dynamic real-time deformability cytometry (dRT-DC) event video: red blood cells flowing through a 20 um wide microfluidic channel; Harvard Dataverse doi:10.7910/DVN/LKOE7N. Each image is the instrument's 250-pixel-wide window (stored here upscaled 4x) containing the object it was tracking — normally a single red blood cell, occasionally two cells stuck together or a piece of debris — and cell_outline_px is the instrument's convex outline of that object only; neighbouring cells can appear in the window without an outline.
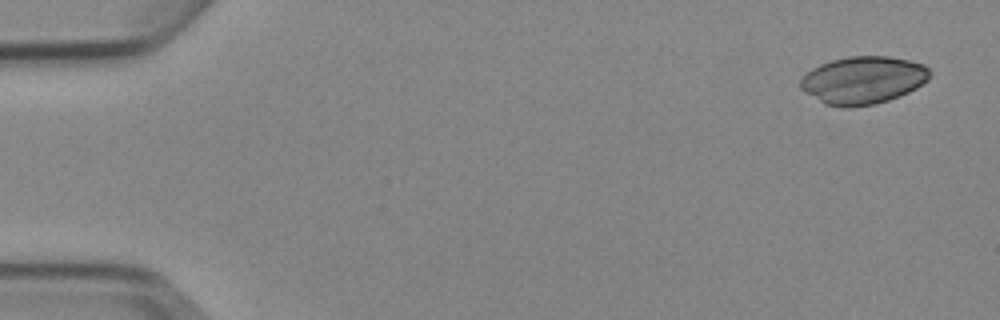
{"species": "Egyptian fruit bat (a non-hibernating species)", "species_latin": "Rousettus aegyptiacus", "temperature_condition": "cold", "stored_images_in_passage": 4, "camera_frame_rate_fps": 3000, "um_per_image_px": 0.085, "animal": {"sex": "female"}, "frame": {"image": 1, "passage_image": 1, "time_ms": 0.0, "image_size_px": [1000, 320], "cell_outline_px": [[932, 72], [928, 80], [916, 88], [900, 96], [888, 100], [872, 104], [848, 108], [844, 108], [824, 104], [804, 92], [800, 88], [800, 80], [812, 68], [820, 64], [832, 60], [848, 56], [888, 56], [908, 60], [924, 64]], "centroid_in_image_um": [73.36, 6.81], "position_along_channel_um": 11.6, "area_um2": 36.01}}